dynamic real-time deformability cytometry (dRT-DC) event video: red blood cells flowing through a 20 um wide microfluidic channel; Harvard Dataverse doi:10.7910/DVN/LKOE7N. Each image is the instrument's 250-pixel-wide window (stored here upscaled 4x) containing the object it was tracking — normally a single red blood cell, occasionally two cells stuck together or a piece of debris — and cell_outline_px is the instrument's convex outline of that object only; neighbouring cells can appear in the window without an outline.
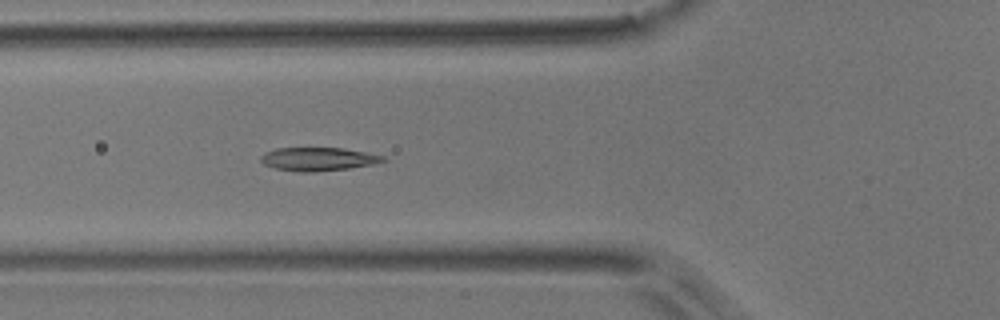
{"species": "common noctule bat (a hibernating species)", "species_latin": "Nyctalus noctula", "temperature_condition": "room temperature", "stored_images_in_passage": 4, "camera_frame_rate_fps": 3000, "um_per_image_px": 0.085, "animal": {"sex": "male", "body_mass_g": 17.9}, "frame": {"image": 1, "passage_image": 4, "time_ms": 3.333, "image_size_px": [1000, 320], "cell_outline_px": [[388, 160], [372, 164], [348, 168], [312, 172], [300, 172], [276, 168], [264, 164], [260, 160], [260, 156], [264, 152], [276, 148], [344, 148], [384, 156]], "centroid_in_image_um": [27.02, 13.51], "position_along_channel_um": 98.8, "area_um2": 16.53}}